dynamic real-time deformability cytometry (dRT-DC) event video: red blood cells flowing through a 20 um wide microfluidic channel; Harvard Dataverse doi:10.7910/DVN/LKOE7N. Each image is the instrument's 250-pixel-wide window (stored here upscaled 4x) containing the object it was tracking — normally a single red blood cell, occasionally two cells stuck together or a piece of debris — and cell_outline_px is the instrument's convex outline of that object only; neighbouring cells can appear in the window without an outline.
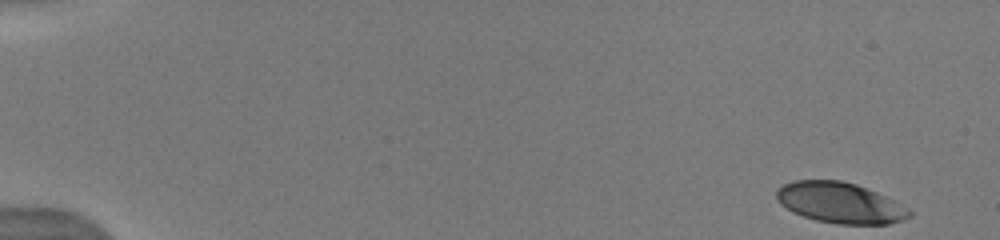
{"species": "human", "species_latin": "Homo sapiens", "temperature_condition": "warm", "stored_images_in_passage": 11, "camera_frame_rate_fps": 3000, "um_per_image_px": 0.085, "donor": {"sex": "male"}, "frame": {"image": 1, "passage_image": 1, "time_ms": 0.0, "image_size_px": [1000, 240], "cell_outline_px": [[912, 216], [904, 220], [888, 224], [836, 224], [816, 220], [792, 212], [780, 204], [776, 200], [776, 192], [784, 184], [792, 180], [840, 180], [856, 184], [876, 192], [908, 208], [912, 212]], "centroid_in_image_um": [71.39, 17.24], "position_along_channel_um": 13.6, "area_um2": 31.5}}